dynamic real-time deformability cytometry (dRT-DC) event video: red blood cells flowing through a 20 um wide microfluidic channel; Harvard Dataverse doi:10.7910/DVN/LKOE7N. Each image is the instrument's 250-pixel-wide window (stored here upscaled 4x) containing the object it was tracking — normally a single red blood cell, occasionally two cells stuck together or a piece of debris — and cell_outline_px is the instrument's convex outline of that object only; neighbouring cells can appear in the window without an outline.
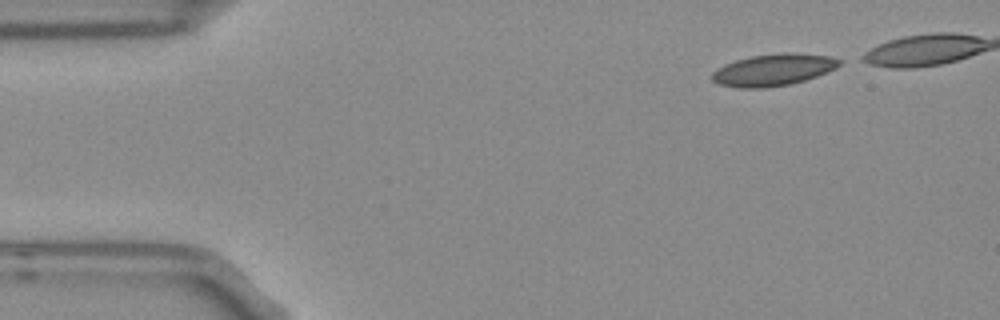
{"species": "Egyptian fruit bat (a non-hibernating species)", "species_latin": "Rousettus aegyptiacus", "temperature_condition": "room temperature", "stored_images_in_passage": 39, "camera_frame_rate_fps": 3000, "um_per_image_px": 0.085, "frame": {"image": 1, "passage_image": 1, "time_ms": 0.0, "image_size_px": [1000, 320], "cell_outline_px": [[844, 60], [836, 68], [816, 76], [804, 80], [788, 84], [764, 88], [740, 88], [720, 84], [712, 80], [712, 72], [716, 68], [724, 64], [736, 60], [752, 56], [780, 52], [792, 52], [832, 56]], "centroid_in_image_um": [65.75, 5.92], "position_along_channel_um": 19.3, "area_um2": 23.7}}
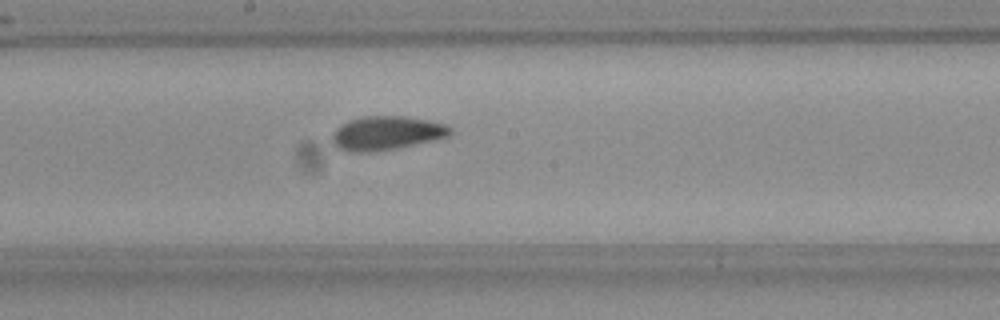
{"frame": {"image": 2, "passage_image": 23, "time_ms": 7.333, "image_size_px": [1000, 320], "cell_outline_px": [[452, 132], [448, 136], [436, 140], [396, 148], [364, 152], [348, 152], [332, 144], [332, 132], [340, 124], [348, 120], [364, 116], [404, 116], [428, 120], [448, 124], [452, 128]], "centroid_in_image_um": [32.85, 11.3], "position_along_channel_um": 215.3, "area_um2": 23.47}}
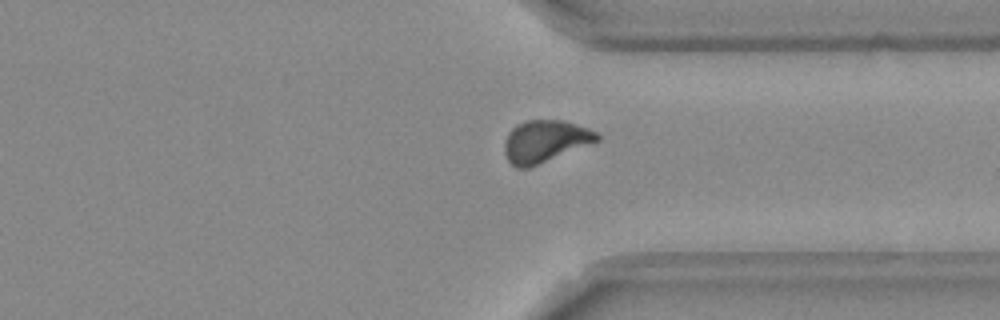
{"frame": {"image": 3, "passage_image": 35, "time_ms": 11.333, "image_size_px": [1000, 320], "cell_outline_px": [[600, 140], [528, 168], [516, 168], [508, 160], [504, 152], [504, 140], [508, 132], [516, 124], [528, 120], [564, 120], [588, 128], [596, 132], [600, 136]], "centroid_in_image_um": [46.3, 12.0], "position_along_channel_um": 365.1, "area_um2": 22.66}}